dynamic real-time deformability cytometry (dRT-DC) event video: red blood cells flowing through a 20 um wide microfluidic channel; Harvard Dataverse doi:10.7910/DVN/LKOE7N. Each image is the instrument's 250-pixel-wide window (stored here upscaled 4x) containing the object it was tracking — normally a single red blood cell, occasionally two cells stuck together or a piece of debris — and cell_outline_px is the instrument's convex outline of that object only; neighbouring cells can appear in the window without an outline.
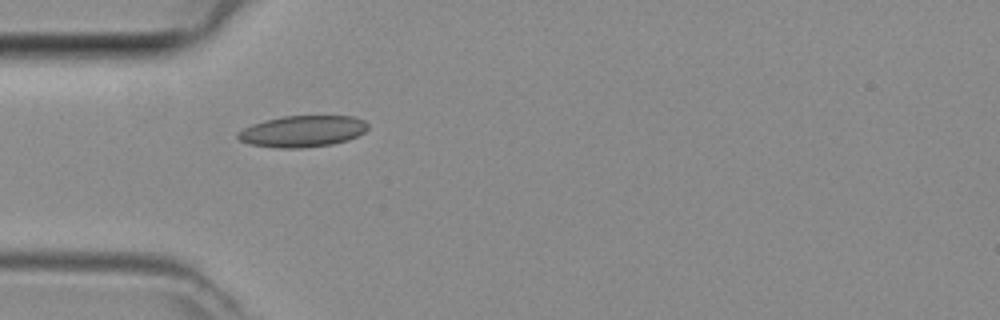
{"species": "common noctule bat (a hibernating species)", "species_latin": "Nyctalus noctula", "temperature_condition": "room temperature", "stored_images_in_passage": 1, "camera_frame_rate_fps": 3000, "um_per_image_px": 0.085, "animal": {"sex": "female", "body_mass_g": 29.2, "forearm_length_mm": 56.3}, "frame": {"image": 1, "passage_image": 1, "time_ms": 0.0, "image_size_px": [1000, 320], "cell_outline_px": [[368, 128], [364, 132], [348, 140], [332, 144], [304, 148], [276, 148], [248, 144], [240, 140], [236, 136], [236, 132], [252, 124], [264, 120], [284, 116], [352, 116], [364, 120], [368, 124]], "centroid_in_image_um": [25.69, 11.16], "position_along_channel_um": 59.3, "area_um2": 23.93}}